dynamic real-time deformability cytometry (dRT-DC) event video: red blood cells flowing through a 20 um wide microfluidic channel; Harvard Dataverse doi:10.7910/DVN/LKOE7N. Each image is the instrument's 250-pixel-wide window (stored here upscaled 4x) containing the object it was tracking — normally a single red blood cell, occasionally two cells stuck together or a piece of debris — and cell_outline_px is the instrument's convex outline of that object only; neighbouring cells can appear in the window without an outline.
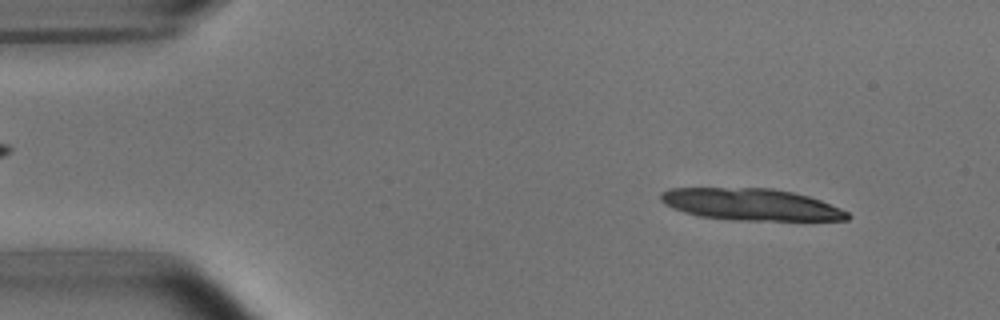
{"species": "common noctule bat (a hibernating species)", "species_latin": "Nyctalus noctula", "temperature_condition": "room temperature", "stored_images_in_passage": 4, "camera_frame_rate_fps": 3000, "um_per_image_px": 0.085, "animal": {"sex": "male", "body_mass_g": 15.6}, "frame": {"image": 1, "passage_image": 1, "time_ms": 0.0, "image_size_px": [1000, 320], "cell_outline_px": [[852, 216], [848, 220], [732, 220], [700, 216], [684, 212], [672, 208], [664, 204], [660, 200], [660, 192], [668, 188], [772, 188], [792, 192], [808, 196], [820, 200], [840, 208], [848, 212]], "centroid_in_image_um": [63.8, 17.37], "position_along_channel_um": 21.2, "area_um2": 34.68}}